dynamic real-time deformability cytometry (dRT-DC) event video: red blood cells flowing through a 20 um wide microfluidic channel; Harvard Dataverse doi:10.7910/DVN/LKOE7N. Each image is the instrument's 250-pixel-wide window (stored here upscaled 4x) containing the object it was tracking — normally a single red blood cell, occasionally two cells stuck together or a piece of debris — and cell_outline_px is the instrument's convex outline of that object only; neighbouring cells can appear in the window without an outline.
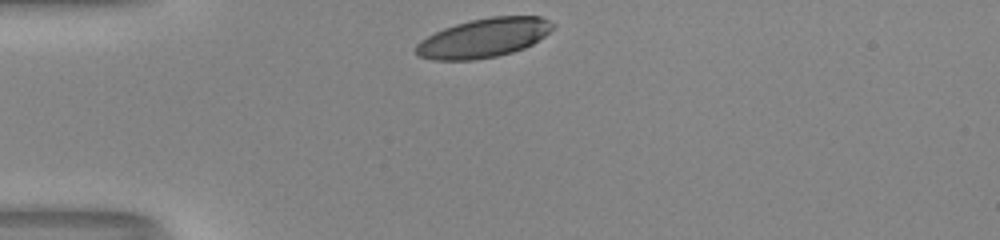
{"species": "human", "species_latin": "Homo sapiens", "temperature_condition": "room temperature", "stored_images_in_passage": 29, "camera_frame_rate_fps": 3000, "um_per_image_px": 0.085, "donor": {"sex": "male"}, "frame": {"image": 1, "passage_image": 1, "time_ms": 0.0, "image_size_px": [1000, 240], "cell_outline_px": [[556, 24], [544, 36], [532, 44], [524, 48], [512, 52], [496, 56], [472, 60], [432, 60], [420, 56], [416, 52], [416, 44], [420, 40], [444, 28], [456, 24], [472, 20], [492, 16], [540, 16]], "centroid_in_image_um": [41.12, 3.22], "position_along_channel_um": 43.9, "area_um2": 30.92}}
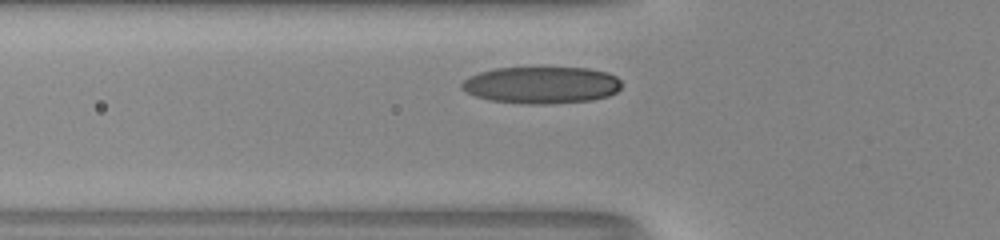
{"frame": {"image": 2, "passage_image": 6, "time_ms": 1.667, "image_size_px": [1000, 240], "cell_outline_px": [[620, 88], [616, 92], [608, 96], [592, 100], [544, 104], [528, 104], [488, 100], [476, 96], [460, 88], [460, 84], [464, 80], [480, 72], [496, 68], [588, 68], [608, 72], [616, 76], [620, 80]], "centroid_in_image_um": [46.04, 7.23], "position_along_channel_um": 79.8, "area_um2": 34.28}}
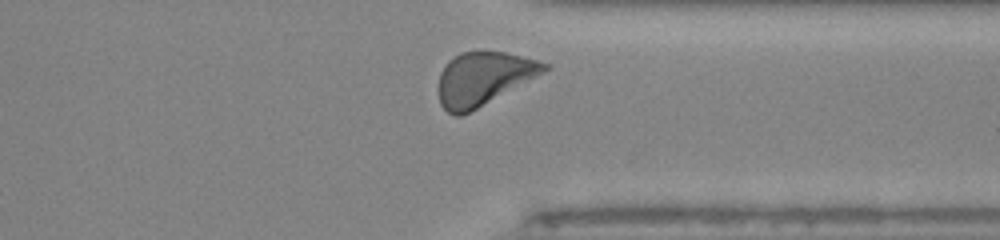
{"frame": {"image": 3, "passage_image": 28, "time_ms": 9.0, "image_size_px": [1000, 240], "cell_outline_px": [[548, 68], [544, 72], [476, 108], [460, 116], [456, 116], [448, 112], [440, 104], [436, 88], [440, 72], [448, 60], [460, 52], [504, 52], [536, 60], [548, 64]], "centroid_in_image_um": [41.0, 6.68], "position_along_channel_um": 370.4, "area_um2": 32.31}, "authors_computed_cell_mechanics": {"area_um2": 32.657, "velocity_mm_per_s": 3.9651, "shape_relaxation_time_tau1_ms": 2.7897, "shape_relaxation_time_tau2_ms": null, "deformation_change_tau1": 0.1476, "deformation_change_tau2": null}}